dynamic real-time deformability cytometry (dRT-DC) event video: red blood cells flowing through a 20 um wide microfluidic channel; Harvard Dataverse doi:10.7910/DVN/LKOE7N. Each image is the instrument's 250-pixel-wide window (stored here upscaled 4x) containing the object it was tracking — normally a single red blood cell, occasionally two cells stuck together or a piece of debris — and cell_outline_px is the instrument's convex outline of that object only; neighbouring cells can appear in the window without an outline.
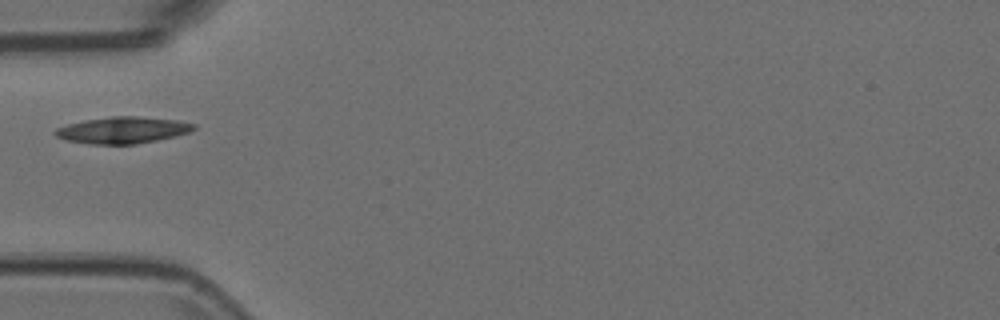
{"species": "Egyptian fruit bat (a non-hibernating species)", "species_latin": "Rousettus aegyptiacus", "temperature_condition": "room temperature", "stored_images_in_passage": 30, "camera_frame_rate_fps": 3000, "um_per_image_px": 0.085, "animal": {"sex": "female"}, "frame": {"image": 1, "passage_image": 1, "time_ms": 0.0, "image_size_px": [1000, 320], "cell_outline_px": [[196, 128], [188, 132], [156, 140], [136, 144], [88, 144], [68, 140], [56, 136], [52, 132], [56, 128], [68, 124], [84, 120], [112, 116], [136, 116], [176, 120], [196, 124]], "centroid_in_image_um": [10.39, 11.05], "position_along_channel_um": 74.6, "area_um2": 21.27}}
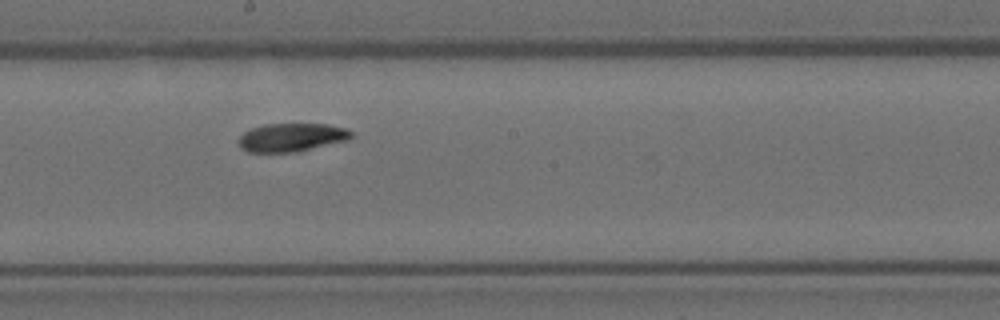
{"frame": {"image": 2, "passage_image": 13, "time_ms": 4.0, "image_size_px": [1000, 320], "cell_outline_px": [[352, 136], [348, 140], [296, 152], [248, 152], [240, 148], [240, 136], [244, 132], [252, 128], [264, 124], [328, 124], [344, 128], [352, 132]], "centroid_in_image_um": [24.78, 11.68], "position_along_channel_um": 223.4, "area_um2": 18.5}}
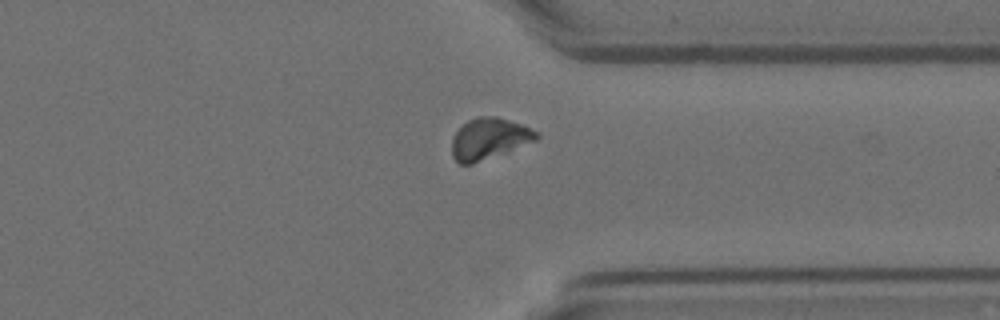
{"frame": {"image": 3, "passage_image": 25, "time_ms": 8.0, "image_size_px": [1000, 320], "cell_outline_px": [[540, 136], [536, 140], [472, 164], [460, 164], [452, 156], [452, 140], [456, 132], [468, 120], [476, 116], [496, 116], [520, 124], [536, 132]], "centroid_in_image_um": [41.53, 11.78], "position_along_channel_um": 369.9, "area_um2": 19.83}}